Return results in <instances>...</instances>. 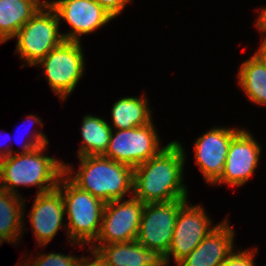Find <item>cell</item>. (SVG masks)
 Wrapping results in <instances>:
<instances>
[{
    "mask_svg": "<svg viewBox=\"0 0 266 266\" xmlns=\"http://www.w3.org/2000/svg\"><path fill=\"white\" fill-rule=\"evenodd\" d=\"M33 121V123L35 122V123H39L40 125L42 124V125H44V123H42L41 121V119H40V117H37V116H35V115H28V119H27V121Z\"/></svg>",
    "mask_w": 266,
    "mask_h": 266,
    "instance_id": "29",
    "label": "cell"
},
{
    "mask_svg": "<svg viewBox=\"0 0 266 266\" xmlns=\"http://www.w3.org/2000/svg\"><path fill=\"white\" fill-rule=\"evenodd\" d=\"M56 11L59 20L66 21L72 30L64 33L69 41H80V35L103 27L114 17L95 0H55L47 1Z\"/></svg>",
    "mask_w": 266,
    "mask_h": 266,
    "instance_id": "11",
    "label": "cell"
},
{
    "mask_svg": "<svg viewBox=\"0 0 266 266\" xmlns=\"http://www.w3.org/2000/svg\"><path fill=\"white\" fill-rule=\"evenodd\" d=\"M59 22L56 11L46 2L16 33L15 52L20 54L21 59H25L28 66H35L65 40L59 32Z\"/></svg>",
    "mask_w": 266,
    "mask_h": 266,
    "instance_id": "5",
    "label": "cell"
},
{
    "mask_svg": "<svg viewBox=\"0 0 266 266\" xmlns=\"http://www.w3.org/2000/svg\"><path fill=\"white\" fill-rule=\"evenodd\" d=\"M24 199L0 187V234L8 243L19 242L24 229ZM23 227V228H22Z\"/></svg>",
    "mask_w": 266,
    "mask_h": 266,
    "instance_id": "18",
    "label": "cell"
},
{
    "mask_svg": "<svg viewBox=\"0 0 266 266\" xmlns=\"http://www.w3.org/2000/svg\"><path fill=\"white\" fill-rule=\"evenodd\" d=\"M185 202L179 209L172 241L167 254L161 259L162 266L169 263L170 256L176 265L186 258L202 240L215 228L201 205H189Z\"/></svg>",
    "mask_w": 266,
    "mask_h": 266,
    "instance_id": "9",
    "label": "cell"
},
{
    "mask_svg": "<svg viewBox=\"0 0 266 266\" xmlns=\"http://www.w3.org/2000/svg\"><path fill=\"white\" fill-rule=\"evenodd\" d=\"M39 256V258H35L36 260L33 263H30V258H28L24 264L19 266H76L80 259L76 256L61 253L40 254Z\"/></svg>",
    "mask_w": 266,
    "mask_h": 266,
    "instance_id": "22",
    "label": "cell"
},
{
    "mask_svg": "<svg viewBox=\"0 0 266 266\" xmlns=\"http://www.w3.org/2000/svg\"><path fill=\"white\" fill-rule=\"evenodd\" d=\"M234 231L227 218L217 224L202 242L176 266H220L234 251Z\"/></svg>",
    "mask_w": 266,
    "mask_h": 266,
    "instance_id": "15",
    "label": "cell"
},
{
    "mask_svg": "<svg viewBox=\"0 0 266 266\" xmlns=\"http://www.w3.org/2000/svg\"><path fill=\"white\" fill-rule=\"evenodd\" d=\"M240 130L214 127L196 140V164L207 183L214 184L221 177L231 140Z\"/></svg>",
    "mask_w": 266,
    "mask_h": 266,
    "instance_id": "13",
    "label": "cell"
},
{
    "mask_svg": "<svg viewBox=\"0 0 266 266\" xmlns=\"http://www.w3.org/2000/svg\"><path fill=\"white\" fill-rule=\"evenodd\" d=\"M113 132L112 129L108 148L103 156L133 168L158 155L166 147L160 148L153 121L144 126L116 129Z\"/></svg>",
    "mask_w": 266,
    "mask_h": 266,
    "instance_id": "8",
    "label": "cell"
},
{
    "mask_svg": "<svg viewBox=\"0 0 266 266\" xmlns=\"http://www.w3.org/2000/svg\"><path fill=\"white\" fill-rule=\"evenodd\" d=\"M112 134V126L106 120L86 115L81 126L82 146L77 156H101L106 153Z\"/></svg>",
    "mask_w": 266,
    "mask_h": 266,
    "instance_id": "20",
    "label": "cell"
},
{
    "mask_svg": "<svg viewBox=\"0 0 266 266\" xmlns=\"http://www.w3.org/2000/svg\"><path fill=\"white\" fill-rule=\"evenodd\" d=\"M41 0H0V43L13 39L16 33L47 2Z\"/></svg>",
    "mask_w": 266,
    "mask_h": 266,
    "instance_id": "17",
    "label": "cell"
},
{
    "mask_svg": "<svg viewBox=\"0 0 266 266\" xmlns=\"http://www.w3.org/2000/svg\"><path fill=\"white\" fill-rule=\"evenodd\" d=\"M88 250L108 266H162L161 259L138 241L92 244Z\"/></svg>",
    "mask_w": 266,
    "mask_h": 266,
    "instance_id": "16",
    "label": "cell"
},
{
    "mask_svg": "<svg viewBox=\"0 0 266 266\" xmlns=\"http://www.w3.org/2000/svg\"><path fill=\"white\" fill-rule=\"evenodd\" d=\"M4 241L8 242V240L3 235L0 234V244H2Z\"/></svg>",
    "mask_w": 266,
    "mask_h": 266,
    "instance_id": "30",
    "label": "cell"
},
{
    "mask_svg": "<svg viewBox=\"0 0 266 266\" xmlns=\"http://www.w3.org/2000/svg\"><path fill=\"white\" fill-rule=\"evenodd\" d=\"M238 81L250 101L266 106V64L257 55L242 63Z\"/></svg>",
    "mask_w": 266,
    "mask_h": 266,
    "instance_id": "21",
    "label": "cell"
},
{
    "mask_svg": "<svg viewBox=\"0 0 266 266\" xmlns=\"http://www.w3.org/2000/svg\"><path fill=\"white\" fill-rule=\"evenodd\" d=\"M81 166L73 177L72 167L64 163V174L78 188L104 203L123 200L133 192L134 168L103 155L78 157Z\"/></svg>",
    "mask_w": 266,
    "mask_h": 266,
    "instance_id": "3",
    "label": "cell"
},
{
    "mask_svg": "<svg viewBox=\"0 0 266 266\" xmlns=\"http://www.w3.org/2000/svg\"><path fill=\"white\" fill-rule=\"evenodd\" d=\"M39 65L44 69L50 88L64 101L84 74L81 42L64 40L36 64Z\"/></svg>",
    "mask_w": 266,
    "mask_h": 266,
    "instance_id": "6",
    "label": "cell"
},
{
    "mask_svg": "<svg viewBox=\"0 0 266 266\" xmlns=\"http://www.w3.org/2000/svg\"><path fill=\"white\" fill-rule=\"evenodd\" d=\"M114 200L104 207L97 239L99 244L136 241L145 204L131 196L129 200Z\"/></svg>",
    "mask_w": 266,
    "mask_h": 266,
    "instance_id": "10",
    "label": "cell"
},
{
    "mask_svg": "<svg viewBox=\"0 0 266 266\" xmlns=\"http://www.w3.org/2000/svg\"><path fill=\"white\" fill-rule=\"evenodd\" d=\"M114 18H116L132 0H95Z\"/></svg>",
    "mask_w": 266,
    "mask_h": 266,
    "instance_id": "24",
    "label": "cell"
},
{
    "mask_svg": "<svg viewBox=\"0 0 266 266\" xmlns=\"http://www.w3.org/2000/svg\"><path fill=\"white\" fill-rule=\"evenodd\" d=\"M256 27L259 28V31H261V33H266V8L261 11L256 22Z\"/></svg>",
    "mask_w": 266,
    "mask_h": 266,
    "instance_id": "26",
    "label": "cell"
},
{
    "mask_svg": "<svg viewBox=\"0 0 266 266\" xmlns=\"http://www.w3.org/2000/svg\"><path fill=\"white\" fill-rule=\"evenodd\" d=\"M26 140L22 151L0 160V187L17 195V186H38L37 194L56 189L64 163L43 154L49 142L41 131Z\"/></svg>",
    "mask_w": 266,
    "mask_h": 266,
    "instance_id": "1",
    "label": "cell"
},
{
    "mask_svg": "<svg viewBox=\"0 0 266 266\" xmlns=\"http://www.w3.org/2000/svg\"><path fill=\"white\" fill-rule=\"evenodd\" d=\"M186 201L145 204L136 241L162 259L170 247L179 209Z\"/></svg>",
    "mask_w": 266,
    "mask_h": 266,
    "instance_id": "7",
    "label": "cell"
},
{
    "mask_svg": "<svg viewBox=\"0 0 266 266\" xmlns=\"http://www.w3.org/2000/svg\"><path fill=\"white\" fill-rule=\"evenodd\" d=\"M146 99L124 97L116 101L111 110L113 128L123 130L151 123V110Z\"/></svg>",
    "mask_w": 266,
    "mask_h": 266,
    "instance_id": "19",
    "label": "cell"
},
{
    "mask_svg": "<svg viewBox=\"0 0 266 266\" xmlns=\"http://www.w3.org/2000/svg\"><path fill=\"white\" fill-rule=\"evenodd\" d=\"M266 64V37L264 36L263 42L259 49L254 53Z\"/></svg>",
    "mask_w": 266,
    "mask_h": 266,
    "instance_id": "27",
    "label": "cell"
},
{
    "mask_svg": "<svg viewBox=\"0 0 266 266\" xmlns=\"http://www.w3.org/2000/svg\"><path fill=\"white\" fill-rule=\"evenodd\" d=\"M257 249L232 252L220 266H254V255Z\"/></svg>",
    "mask_w": 266,
    "mask_h": 266,
    "instance_id": "23",
    "label": "cell"
},
{
    "mask_svg": "<svg viewBox=\"0 0 266 266\" xmlns=\"http://www.w3.org/2000/svg\"><path fill=\"white\" fill-rule=\"evenodd\" d=\"M13 153L16 154V151L14 152V150H11L9 147L4 148L3 150L0 148V160L9 155H13Z\"/></svg>",
    "mask_w": 266,
    "mask_h": 266,
    "instance_id": "28",
    "label": "cell"
},
{
    "mask_svg": "<svg viewBox=\"0 0 266 266\" xmlns=\"http://www.w3.org/2000/svg\"><path fill=\"white\" fill-rule=\"evenodd\" d=\"M64 215V199L58 188L36 195L29 217L38 246H46L60 228H67L62 226Z\"/></svg>",
    "mask_w": 266,
    "mask_h": 266,
    "instance_id": "14",
    "label": "cell"
},
{
    "mask_svg": "<svg viewBox=\"0 0 266 266\" xmlns=\"http://www.w3.org/2000/svg\"><path fill=\"white\" fill-rule=\"evenodd\" d=\"M89 252L93 254L92 258H94V260L92 262H89L90 261L89 256L88 257L82 256V258L78 260V263L76 266H108L101 260V258L95 252L93 251H89Z\"/></svg>",
    "mask_w": 266,
    "mask_h": 266,
    "instance_id": "25",
    "label": "cell"
},
{
    "mask_svg": "<svg viewBox=\"0 0 266 266\" xmlns=\"http://www.w3.org/2000/svg\"><path fill=\"white\" fill-rule=\"evenodd\" d=\"M184 149L172 141L156 156L134 167L132 195L144 204L187 199L183 181Z\"/></svg>",
    "mask_w": 266,
    "mask_h": 266,
    "instance_id": "2",
    "label": "cell"
},
{
    "mask_svg": "<svg viewBox=\"0 0 266 266\" xmlns=\"http://www.w3.org/2000/svg\"><path fill=\"white\" fill-rule=\"evenodd\" d=\"M261 146L247 130L241 129L231 140L221 177L213 184L241 186L258 166Z\"/></svg>",
    "mask_w": 266,
    "mask_h": 266,
    "instance_id": "12",
    "label": "cell"
},
{
    "mask_svg": "<svg viewBox=\"0 0 266 266\" xmlns=\"http://www.w3.org/2000/svg\"><path fill=\"white\" fill-rule=\"evenodd\" d=\"M57 188L64 199L69 243H81V246L93 243L99 234L106 203L78 188L65 174L60 177Z\"/></svg>",
    "mask_w": 266,
    "mask_h": 266,
    "instance_id": "4",
    "label": "cell"
}]
</instances>
